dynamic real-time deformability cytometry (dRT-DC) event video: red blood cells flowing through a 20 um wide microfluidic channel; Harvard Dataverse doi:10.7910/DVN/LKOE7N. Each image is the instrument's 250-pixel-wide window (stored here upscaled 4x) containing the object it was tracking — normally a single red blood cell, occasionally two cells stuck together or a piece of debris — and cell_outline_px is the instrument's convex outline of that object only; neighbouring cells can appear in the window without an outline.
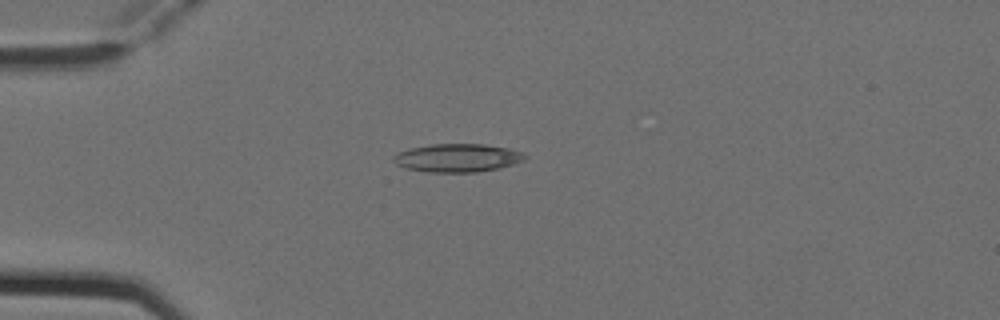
{"species": "Egyptian fruit bat (a non-hibernating species)", "species_latin": "Rousettus aegyptiacus", "temperature_condition": "cold", "stored_images_in_passage": 3, "camera_frame_rate_fps": 3000, "um_per_image_px": 0.085, "animal": {"sex": "female"}, "frame": {"image": 1, "passage_image": 1, "time_ms": 0.0, "image_size_px": [1000, 320], "cell_outline_px": [[528, 156], [524, 160], [512, 164], [496, 168], [476, 172], [428, 172], [404, 168], [396, 164], [392, 160], [392, 156], [396, 152], [412, 148], [432, 144], [484, 144], [508, 148], [520, 152]], "centroid_in_image_um": [38.83, 13.42], "position_along_channel_um": 46.2, "area_um2": 21.56}}
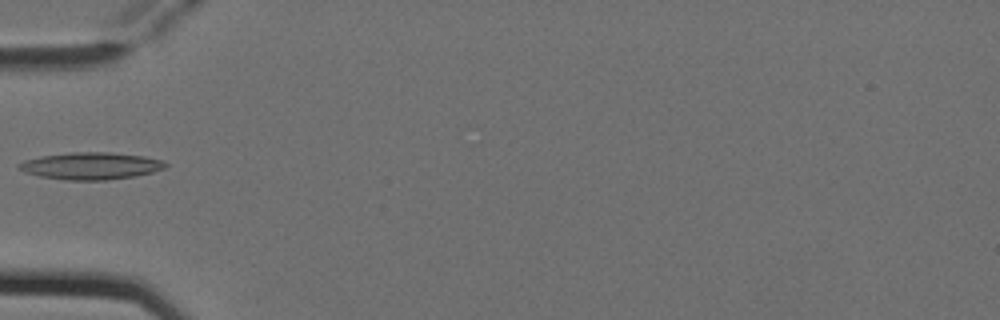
{"frame": {"image": 2, "passage_image": 2, "time_ms": 0.333, "image_size_px": [1000, 320], "cell_outline_px": [[168, 164], [164, 168], [152, 172], [136, 176], [108, 180], [64, 180], [40, 176], [24, 172], [16, 168], [16, 164], [24, 160], [40, 156], [68, 152], [108, 152], [144, 156], [164, 160]], "centroid_in_image_um": [7.69, 14.1], "position_along_channel_um": 77.3, "area_um2": 23.41}}
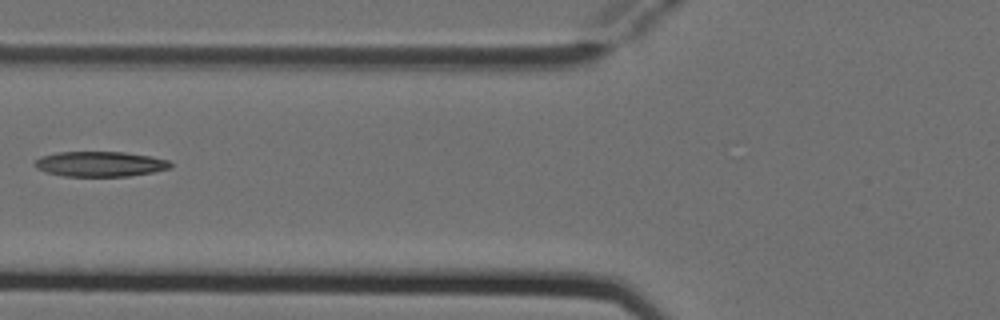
{"frame": {"image": 3, "passage_image": 3, "time_ms": 0.667, "image_size_px": [1000, 320], "cell_outline_px": [[172, 168], [152, 172], [128, 176], [64, 176], [48, 172], [36, 168], [32, 164], [40, 156], [56, 152], [124, 152], [152, 156], [168, 160], [172, 164]], "centroid_in_image_um": [8.51, 13.93], "position_along_channel_um": 117.3, "area_um2": 19.94}}